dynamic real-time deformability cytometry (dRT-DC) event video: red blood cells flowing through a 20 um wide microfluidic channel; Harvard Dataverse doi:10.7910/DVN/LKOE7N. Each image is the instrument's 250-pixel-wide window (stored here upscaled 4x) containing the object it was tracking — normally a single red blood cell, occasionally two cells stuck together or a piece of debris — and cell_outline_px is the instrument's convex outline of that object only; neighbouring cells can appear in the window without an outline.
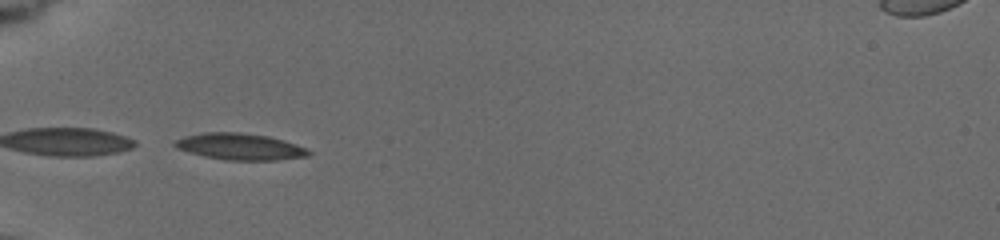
{"species": "common noctule bat (a hibernating species)", "species_latin": "Nyctalus noctula", "temperature_condition": "cold", "stored_images_in_passage": 9, "camera_frame_rate_fps": 3000, "um_per_image_px": 0.085, "animal": {"sex": "female", "body_mass_g": 19.5, "forearm_length_mm": 54.1}, "frame": {"image": 1, "passage_image": 4, "time_ms": 2.667, "image_size_px": [1000, 240], "cell_outline_px": [[312, 152], [308, 156], [276, 160], [224, 160], [204, 156], [188, 152], [176, 148], [172, 144], [172, 140], [184, 136], [204, 132], [240, 132], [268, 136], [284, 140], [308, 148]], "centroid_in_image_um": [20.37, 12.46], "position_along_channel_um": 64.6, "area_um2": 20.92}}
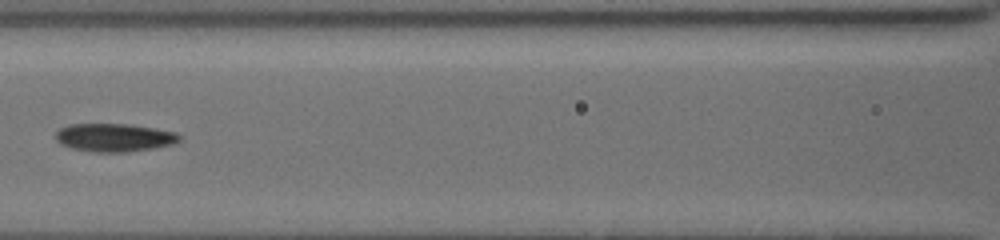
{"frame": {"image": 2, "passage_image": 7, "time_ms": 5.333, "image_size_px": [1000, 240], "cell_outline_px": [[180, 140], [172, 144], [152, 148], [128, 152], [96, 152], [72, 148], [60, 144], [56, 140], [56, 132], [60, 128], [68, 124], [128, 124], [176, 132], [180, 136]], "centroid_in_image_um": [9.68, 11.69], "position_along_channel_um": 156.9, "area_um2": 20.17}}
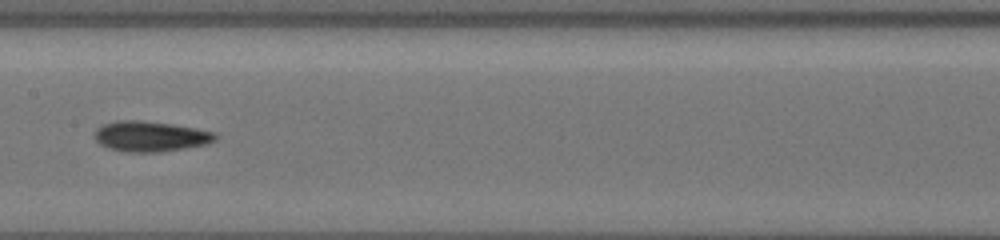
{"frame": {"image": 3, "passage_image": 8, "time_ms": 6.333, "image_size_px": [1000, 240], "cell_outline_px": [[220, 136], [216, 140], [208, 144], [160, 152], [128, 152], [112, 148], [100, 144], [96, 140], [96, 128], [104, 124], [116, 120], [140, 120], [172, 124], [196, 128], [216, 132]], "centroid_in_image_um": [12.86, 11.58], "position_along_channel_um": 194.5, "area_um2": 21.39}}